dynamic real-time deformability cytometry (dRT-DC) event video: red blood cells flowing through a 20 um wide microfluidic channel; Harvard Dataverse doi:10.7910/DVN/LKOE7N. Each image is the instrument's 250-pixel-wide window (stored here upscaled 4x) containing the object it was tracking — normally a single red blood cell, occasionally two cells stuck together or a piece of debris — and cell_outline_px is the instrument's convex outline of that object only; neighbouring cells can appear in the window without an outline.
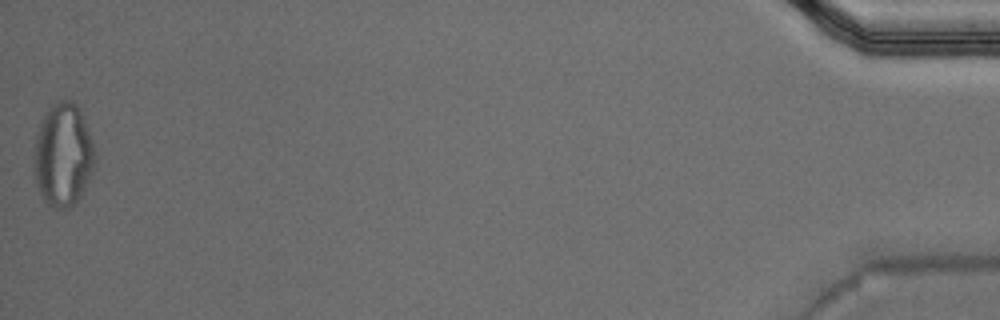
{"species": "Egyptian fruit bat (a non-hibernating species)", "species_latin": "Rousettus aegyptiacus", "temperature_condition": "warm", "stored_images_in_passage": 38, "camera_frame_rate_fps": 3000, "um_per_image_px": 0.085, "animal": {"sex": "male"}, "frame": {"image": 1, "passage_image": 38, "time_ms": 12.333, "image_size_px": [1000, 320], "cell_outline_px": [[96, 156], [92, 172], [76, 204], [72, 208], [56, 208], [48, 204], [44, 200], [40, 192], [36, 180], [36, 136], [40, 124], [48, 108], [56, 100], [72, 100], [76, 104], [84, 120], [92, 140]], "centroid_in_image_um": [5.4, 13.17], "position_along_channel_um": 429.8, "area_um2": 36.01}, "authors_computed_cell_mechanics": {"area_um2": 21.386, "velocity_mm_per_s": 3.8282, "shape_relaxation_time_tau1_ms": null, "shape_relaxation_time_tau2_ms": 1.9651, "deformation_change_tau1": null, "deformation_change_tau2": 0.0827}}